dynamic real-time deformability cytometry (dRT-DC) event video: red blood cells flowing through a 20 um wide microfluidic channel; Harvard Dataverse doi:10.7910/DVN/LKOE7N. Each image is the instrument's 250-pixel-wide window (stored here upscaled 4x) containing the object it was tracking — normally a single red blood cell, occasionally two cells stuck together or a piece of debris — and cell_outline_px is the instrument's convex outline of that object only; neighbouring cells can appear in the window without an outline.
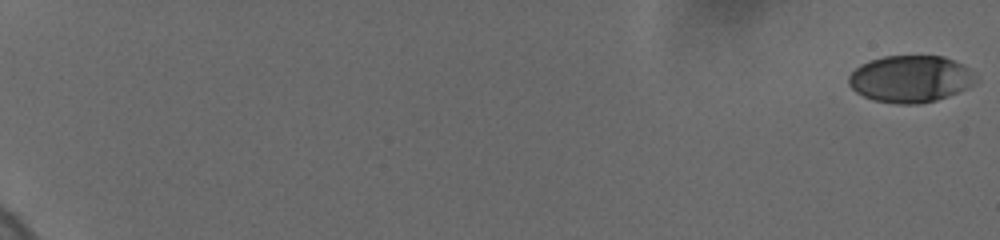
{"species": "human", "species_latin": "Homo sapiens", "temperature_condition": "cold", "stored_images_in_passage": 8, "camera_frame_rate_fps": 3000, "um_per_image_px": 0.085, "donor": {"sex": "female"}, "frame": {"image": 1, "passage_image": 1, "time_ms": 0.0, "image_size_px": [1000, 240], "cell_outline_px": [[972, 84], [968, 88], [948, 96], [936, 100], [920, 104], [896, 104], [872, 100], [856, 92], [848, 84], [848, 76], [860, 64], [884, 56], [944, 56], [968, 68]], "centroid_in_image_um": [77.3, 6.72], "position_along_channel_um": 7.7, "area_um2": 34.28}}
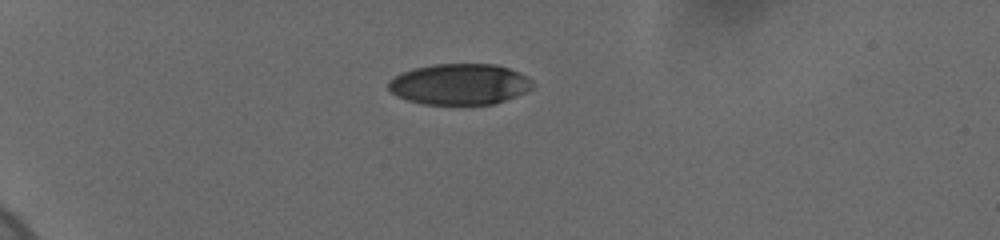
{"frame": {"image": 2, "passage_image": 6, "time_ms": 6.0, "image_size_px": [1000, 240], "cell_outline_px": [[532, 88], [524, 92], [496, 104], [424, 104], [408, 100], [396, 96], [388, 88], [388, 80], [412, 68], [432, 64], [496, 64], [508, 68], [532, 80]], "centroid_in_image_um": [39.03, 7.15], "position_along_channel_um": 46.0, "area_um2": 34.22}}
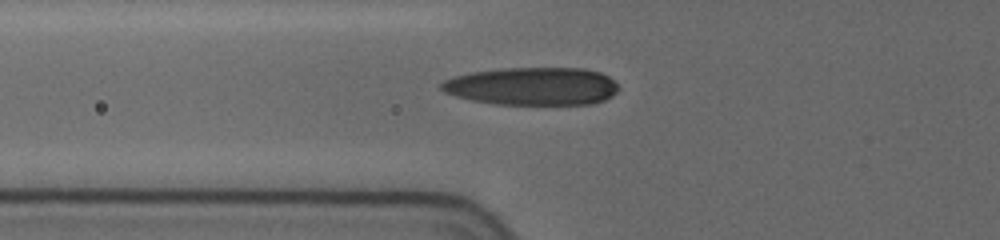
{"frame": {"image": 3, "passage_image": 8, "time_ms": 8.333, "image_size_px": [1000, 240], "cell_outline_px": [[620, 88], [612, 96], [604, 100], [592, 104], [496, 104], [472, 100], [456, 96], [444, 92], [440, 88], [440, 84], [444, 80], [456, 76], [472, 72], [500, 68], [584, 68], [600, 72], [608, 76]], "centroid_in_image_um": [45.26, 7.32], "position_along_channel_um": 80.5, "area_um2": 39.13}}